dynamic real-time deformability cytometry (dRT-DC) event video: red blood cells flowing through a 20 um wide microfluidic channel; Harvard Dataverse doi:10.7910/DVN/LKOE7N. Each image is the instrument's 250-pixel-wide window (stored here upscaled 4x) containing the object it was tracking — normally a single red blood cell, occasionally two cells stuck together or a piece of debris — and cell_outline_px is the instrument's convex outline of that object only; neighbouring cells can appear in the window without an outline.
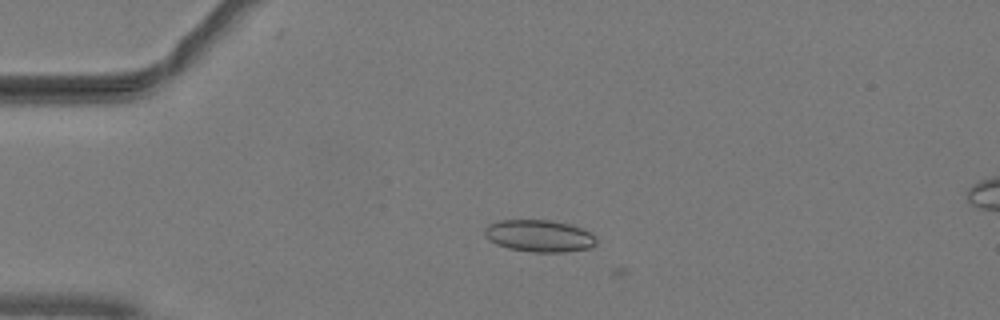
{"species": "common noctule bat (a hibernating species)", "species_latin": "Nyctalus noctula", "temperature_condition": "warm", "stored_images_in_passage": 17, "camera_frame_rate_fps": 3000, "um_per_image_px": 0.085, "animal": {"sex": "male", "body_mass_g": 19.2, "forearm_length_mm": 51.8}, "frame": {"image": 1, "passage_image": 13, "time_ms": 4.0, "image_size_px": [1000, 320], "cell_outline_px": [[596, 244], [592, 248], [564, 252], [532, 252], [508, 248], [496, 244], [488, 240], [484, 236], [484, 228], [488, 224], [496, 220], [552, 220], [572, 224], [592, 232], [596, 240]], "centroid_in_image_um": [45.84, 20.04], "position_along_channel_um": 39.2, "area_um2": 21.27}}